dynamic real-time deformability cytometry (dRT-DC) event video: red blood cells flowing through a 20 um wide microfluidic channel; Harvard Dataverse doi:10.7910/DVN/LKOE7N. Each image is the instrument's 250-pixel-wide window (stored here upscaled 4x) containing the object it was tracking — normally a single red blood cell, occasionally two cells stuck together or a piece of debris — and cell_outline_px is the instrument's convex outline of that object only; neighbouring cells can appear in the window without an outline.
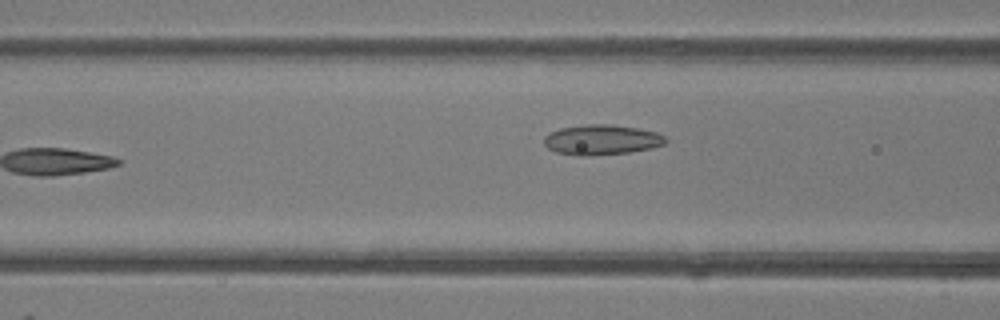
{"species": "common noctule bat (a hibernating species)", "species_latin": "Nyctalus noctula", "temperature_condition": "room temperature", "stored_images_in_passage": 31, "camera_frame_rate_fps": 3000, "um_per_image_px": 0.085, "animal": {"sex": "female"}, "frame": {"image": 1, "passage_image": 4, "time_ms": 1.0, "image_size_px": [1000, 320], "cell_outline_px": [[668, 140], [664, 144], [652, 148], [628, 152], [588, 156], [576, 156], [556, 152], [548, 148], [544, 144], [544, 136], [548, 132], [560, 128], [588, 124], [612, 124], [640, 128], [656, 132], [664, 136]], "centroid_in_image_um": [51.12, 11.88], "position_along_channel_um": 115.5, "area_um2": 21.56}}
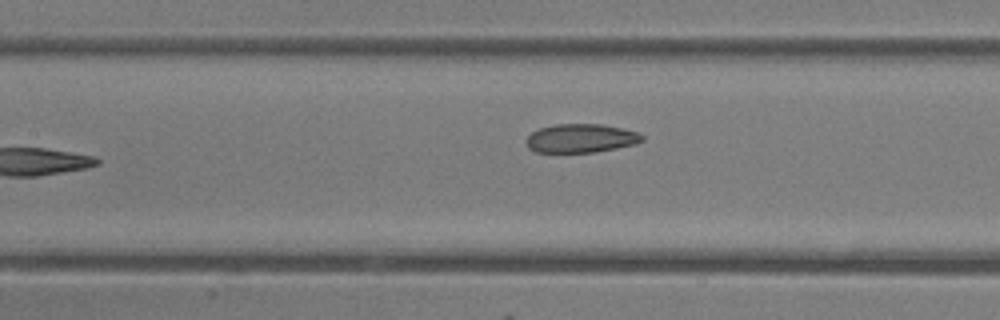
{"frame": {"image": 2, "passage_image": 7, "time_ms": 2.0, "image_size_px": [1000, 320], "cell_outline_px": [[644, 140], [636, 144], [616, 148], [592, 152], [536, 152], [528, 148], [528, 136], [532, 132], [540, 128], [556, 124], [600, 124], [640, 132], [644, 136]], "centroid_in_image_um": [49.42, 11.75], "position_along_channel_um": 158.0, "area_um2": 19.25}}
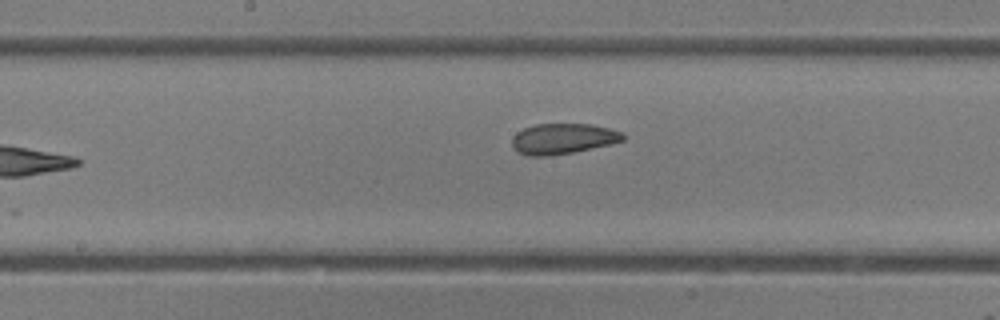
{"frame": {"image": 3, "passage_image": 10, "time_ms": 3.0, "image_size_px": [1000, 320], "cell_outline_px": [[624, 140], [612, 144], [572, 152], [548, 156], [528, 156], [516, 152], [512, 148], [512, 136], [516, 132], [524, 128], [536, 124], [592, 124], [624, 132]], "centroid_in_image_um": [47.82, 11.79], "position_along_channel_um": 200.4, "area_um2": 19.94}}